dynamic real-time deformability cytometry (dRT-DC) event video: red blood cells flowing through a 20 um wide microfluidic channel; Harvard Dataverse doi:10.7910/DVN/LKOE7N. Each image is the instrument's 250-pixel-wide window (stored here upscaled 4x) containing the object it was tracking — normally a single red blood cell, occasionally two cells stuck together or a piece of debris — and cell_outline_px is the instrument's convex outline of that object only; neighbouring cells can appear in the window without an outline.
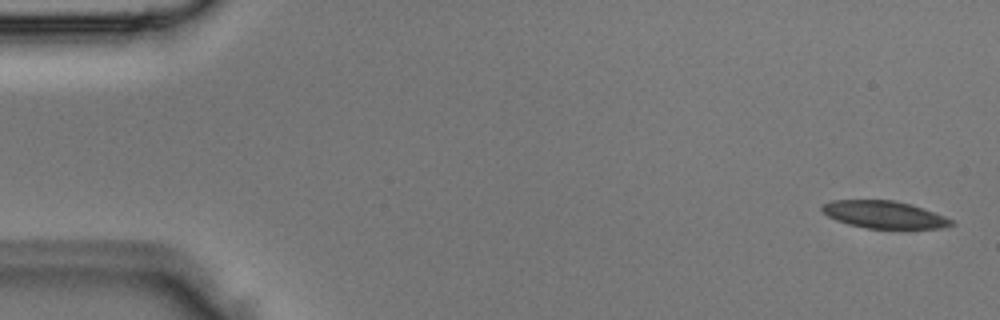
{"species": "Egyptian fruit bat (a non-hibernating species)", "species_latin": "Rousettus aegyptiacus", "temperature_condition": "room temperature", "stored_images_in_passage": 5, "camera_frame_rate_fps": 3000, "um_per_image_px": 0.085, "animal": {"sex": "male"}, "frame": {"image": 1, "passage_image": 1, "time_ms": 0.0, "image_size_px": [1000, 320], "cell_outline_px": [[956, 224], [940, 228], [868, 228], [848, 224], [836, 220], [828, 216], [820, 208], [824, 204], [832, 200], [892, 200], [908, 204], [944, 216], [952, 220]], "centroid_in_image_um": [75.12, 18.24], "position_along_channel_um": 9.9, "area_um2": 20.17}}